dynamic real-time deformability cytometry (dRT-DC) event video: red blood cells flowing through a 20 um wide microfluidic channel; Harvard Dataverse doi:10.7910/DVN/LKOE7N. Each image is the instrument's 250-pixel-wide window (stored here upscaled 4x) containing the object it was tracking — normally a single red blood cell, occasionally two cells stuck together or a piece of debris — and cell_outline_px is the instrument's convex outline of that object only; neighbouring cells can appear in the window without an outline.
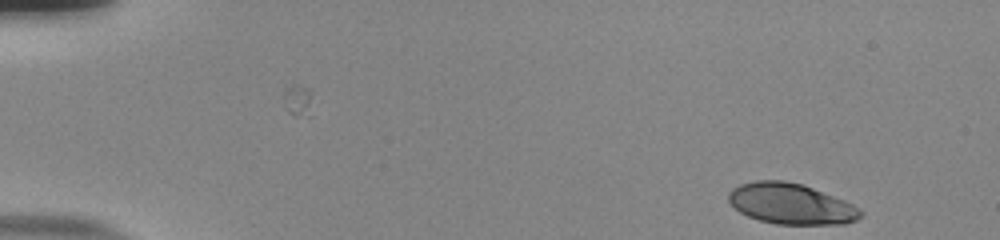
{"species": "human", "species_latin": "Homo sapiens", "temperature_condition": "room temperature", "stored_images_in_passage": 50, "camera_frame_rate_fps": 3000, "um_per_image_px": 0.085, "donor": {"sex": "male"}, "frame": {"image": 1, "passage_image": 1, "time_ms": 0.0, "image_size_px": [1000, 240], "cell_outline_px": [[864, 216], [856, 220], [844, 224], [776, 224], [760, 220], [748, 216], [740, 212], [728, 200], [728, 192], [732, 188], [740, 184], [756, 180], [784, 180], [804, 184], [844, 200], [860, 208], [864, 212]], "centroid_in_image_um": [67.26, 17.31], "position_along_channel_um": 17.7, "area_um2": 31.56}}
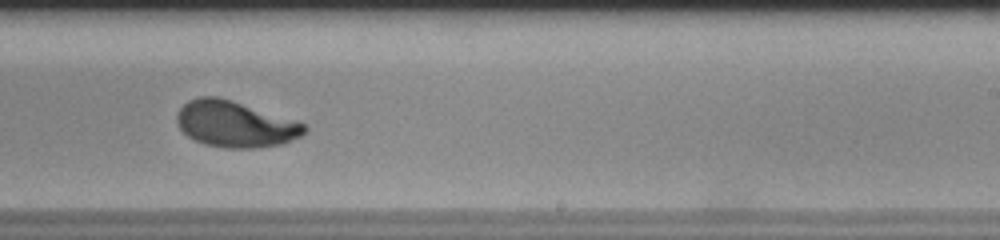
{"frame": {"image": 2, "passage_image": 31, "time_ms": 10.0, "image_size_px": [1000, 240], "cell_outline_px": [[308, 128], [300, 136], [284, 144], [256, 148], [224, 148], [204, 144], [188, 136], [180, 128], [176, 120], [176, 116], [180, 108], [188, 100], [200, 96], [216, 96], [232, 100], [304, 124]], "centroid_in_image_um": [19.96, 10.56], "position_along_channel_um": 269.0, "area_um2": 33.99}}
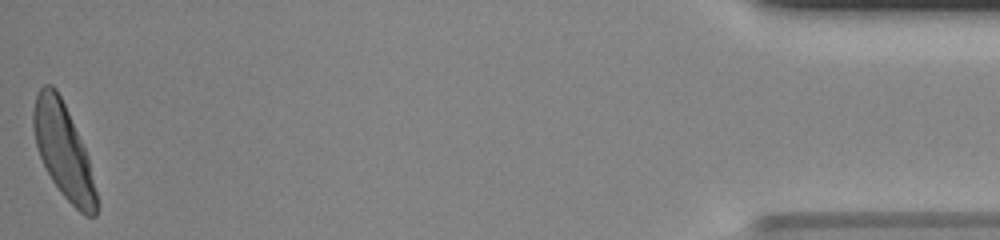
{"frame": {"image": 3, "passage_image": 50, "time_ms": 16.333, "image_size_px": [1000, 240], "cell_outline_px": [[96, 216], [84, 216], [60, 192], [52, 180], [40, 156], [36, 144], [32, 128], [32, 112], [36, 96], [40, 88], [44, 84], [52, 84], [56, 88], [68, 112], [88, 156], [96, 192]], "centroid_in_image_um": [5.36, 12.8], "position_along_channel_um": 429.8, "area_um2": 34.1}, "authors_computed_cell_mechanics": {"area_um2": 33.8419, "velocity_mm_per_s": 3.8495, "shape_relaxation_time_tau1_ms": 2.6925, "shape_relaxation_time_tau2_ms": null, "deformation_change_tau1": 0.1646, "deformation_change_tau2": null}}